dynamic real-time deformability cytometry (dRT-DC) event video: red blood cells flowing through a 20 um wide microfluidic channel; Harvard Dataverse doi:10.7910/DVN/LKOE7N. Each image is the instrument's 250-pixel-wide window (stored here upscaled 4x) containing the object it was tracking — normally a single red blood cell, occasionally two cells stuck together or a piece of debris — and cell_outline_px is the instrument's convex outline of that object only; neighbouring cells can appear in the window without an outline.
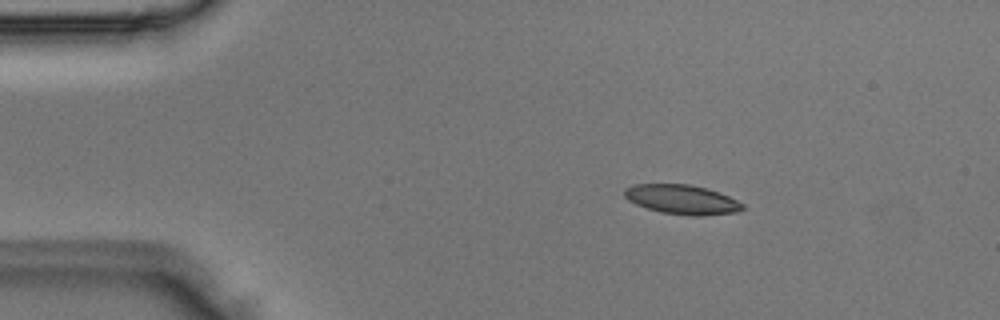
{"species": "Egyptian fruit bat (a non-hibernating species)", "species_latin": "Rousettus aegyptiacus", "temperature_condition": "room temperature", "stored_images_in_passage": 6, "camera_frame_rate_fps": 3000, "um_per_image_px": 0.085, "animal": {"sex": "male"}, "frame": {"image": 1, "passage_image": 2, "time_ms": 0.333, "image_size_px": [1000, 320], "cell_outline_px": [[744, 208], [736, 212], [700, 216], [688, 216], [660, 212], [636, 204], [628, 200], [624, 196], [624, 188], [636, 184], [688, 184], [704, 188], [728, 196], [744, 204]], "centroid_in_image_um": [57.94, 16.96], "position_along_channel_um": 27.1, "area_um2": 20.11}}
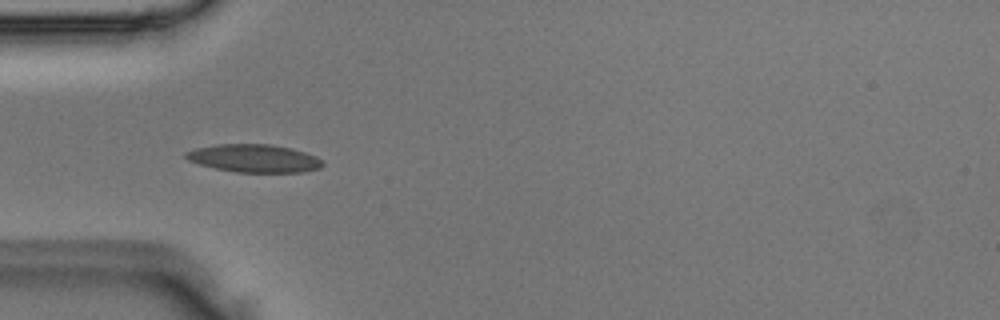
{"frame": {"image": 2, "passage_image": 4, "time_ms": 1.0, "image_size_px": [1000, 320], "cell_outline_px": [[324, 164], [320, 168], [300, 172], [236, 172], [216, 168], [200, 164], [188, 160], [184, 156], [184, 152], [196, 148], [216, 144], [268, 144], [292, 148], [316, 156], [324, 160]], "centroid_in_image_um": [21.61, 13.45], "position_along_channel_um": 63.4, "area_um2": 22.25}}
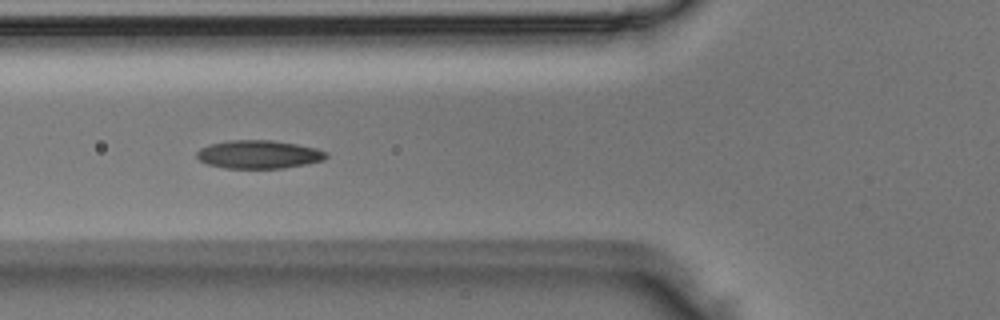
{"frame": {"image": 3, "passage_image": 5, "time_ms": 1.333, "image_size_px": [1000, 320], "cell_outline_px": [[328, 156], [324, 160], [284, 168], [224, 168], [208, 164], [200, 160], [196, 156], [196, 152], [200, 148], [208, 144], [228, 140], [272, 140], [296, 144], [316, 148], [328, 152]], "centroid_in_image_um": [21.98, 13.12], "position_along_channel_um": 103.8, "area_um2": 21.39}}